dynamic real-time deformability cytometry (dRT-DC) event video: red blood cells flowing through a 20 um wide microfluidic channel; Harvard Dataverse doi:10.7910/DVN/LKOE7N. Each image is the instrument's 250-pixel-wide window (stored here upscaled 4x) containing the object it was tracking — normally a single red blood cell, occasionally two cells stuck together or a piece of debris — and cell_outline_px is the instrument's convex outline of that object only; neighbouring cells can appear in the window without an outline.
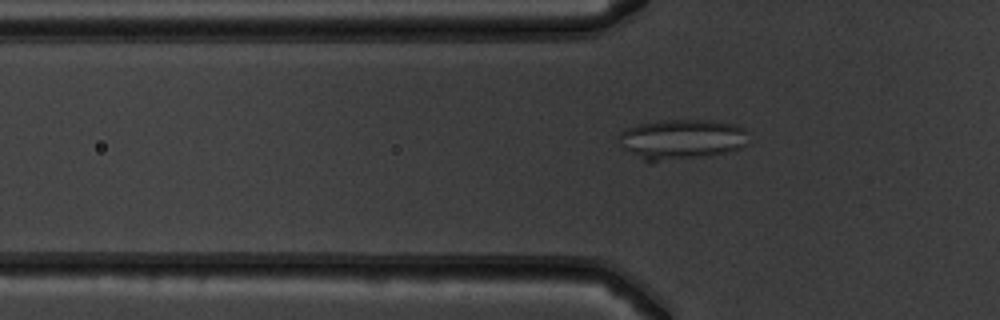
{"species": "common noctule bat (a hibernating species)", "species_latin": "Nyctalus noctula", "temperature_condition": "warm", "stored_images_in_passage": 17, "camera_frame_rate_fps": 3000, "um_per_image_px": 0.085, "animal": {"sex": "male", "body_mass_g": 19.5, "forearm_length_mm": 54.6}, "frame": {"image": 1, "passage_image": 10, "time_ms": 3.0, "image_size_px": [1000, 320], "cell_outline_px": [[748, 144], [740, 148], [724, 152], [704, 156], [652, 164], [648, 164], [624, 148], [616, 136], [624, 128], [640, 124], [660, 120], [712, 120], [736, 124], [744, 128]], "centroid_in_image_um": [57.89, 11.86], "position_along_channel_um": 67.9, "area_um2": 30.87}}
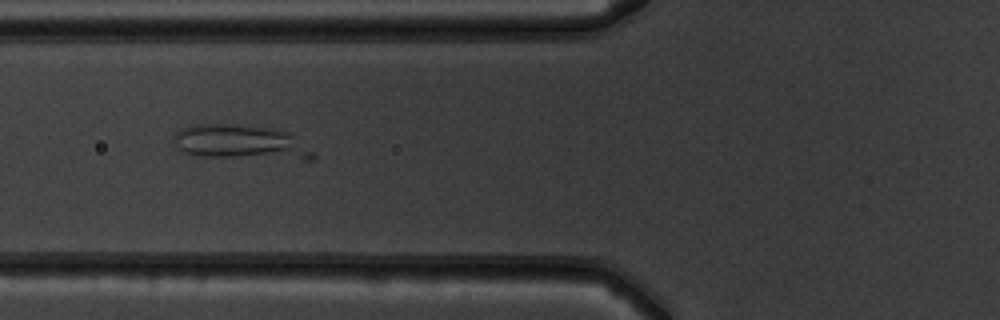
{"frame": {"image": 2, "passage_image": 13, "time_ms": 4.0, "image_size_px": [1000, 320], "cell_outline_px": [[316, 156], [312, 160], [304, 160], [200, 156], [184, 152], [176, 144], [172, 136], [180, 128], [196, 124], [236, 124], [272, 128], [292, 132]], "centroid_in_image_um": [20.5, 12.09], "position_along_channel_um": 105.3, "area_um2": 28.38}}